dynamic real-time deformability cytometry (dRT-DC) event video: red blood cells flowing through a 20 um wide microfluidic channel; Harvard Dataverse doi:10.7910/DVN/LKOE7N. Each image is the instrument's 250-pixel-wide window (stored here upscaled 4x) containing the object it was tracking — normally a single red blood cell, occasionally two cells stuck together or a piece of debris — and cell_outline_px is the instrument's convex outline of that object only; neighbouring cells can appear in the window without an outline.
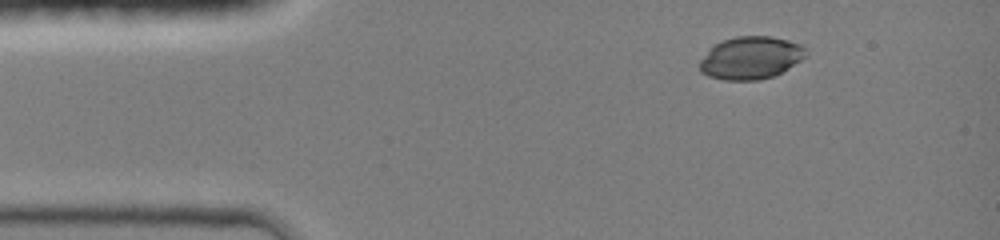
{"species": "common noctule bat (a hibernating species)", "species_latin": "Nyctalus noctula", "temperature_condition": "room temperature", "stored_images_in_passage": 6, "camera_frame_rate_fps": 3000, "um_per_image_px": 0.085, "animal": {"sex": "female", "body_mass_g": 19.0, "forearm_length_mm": 51.5}, "frame": {"image": 1, "passage_image": 1, "time_ms": 0.0, "image_size_px": [1000, 240], "cell_outline_px": [[808, 56], [780, 72], [772, 76], [760, 80], [724, 80], [708, 76], [700, 72], [700, 60], [716, 44], [724, 40], [736, 36], [768, 36], [788, 40], [800, 44], [804, 48]], "centroid_in_image_um": [63.82, 4.92], "position_along_channel_um": 21.2, "area_um2": 26.07}}
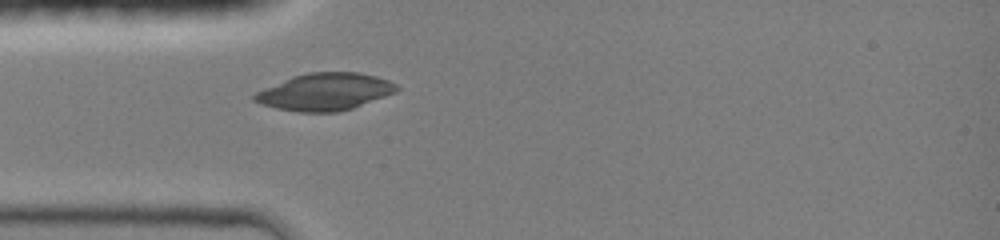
{"frame": {"image": 2, "passage_image": 4, "time_ms": 2.333, "image_size_px": [1000, 240], "cell_outline_px": [[400, 88], [396, 92], [352, 108], [336, 112], [300, 112], [276, 108], [260, 104], [252, 100], [252, 96], [256, 92], [264, 88], [292, 76], [308, 72], [360, 72], [376, 76], [388, 80], [396, 84]], "centroid_in_image_um": [27.6, 7.79], "position_along_channel_um": 57.4, "area_um2": 30.81}}
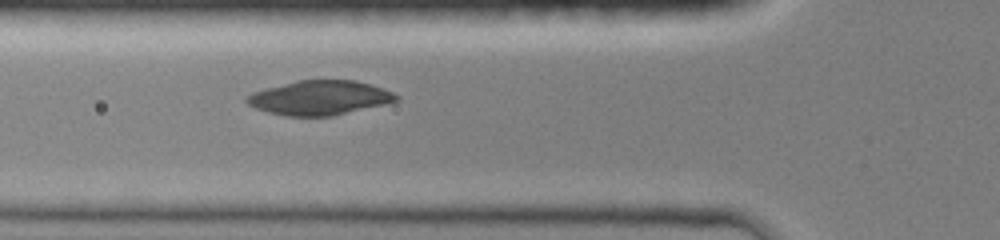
{"frame": {"image": 3, "passage_image": 6, "time_ms": 3.333, "image_size_px": [1000, 240], "cell_outline_px": [[400, 100], [384, 104], [332, 116], [284, 116], [268, 112], [256, 108], [248, 104], [244, 100], [252, 92], [296, 80], [356, 80], [384, 88], [400, 96]], "centroid_in_image_um": [27.18, 8.31], "position_along_channel_um": 98.6, "area_um2": 29.94}}